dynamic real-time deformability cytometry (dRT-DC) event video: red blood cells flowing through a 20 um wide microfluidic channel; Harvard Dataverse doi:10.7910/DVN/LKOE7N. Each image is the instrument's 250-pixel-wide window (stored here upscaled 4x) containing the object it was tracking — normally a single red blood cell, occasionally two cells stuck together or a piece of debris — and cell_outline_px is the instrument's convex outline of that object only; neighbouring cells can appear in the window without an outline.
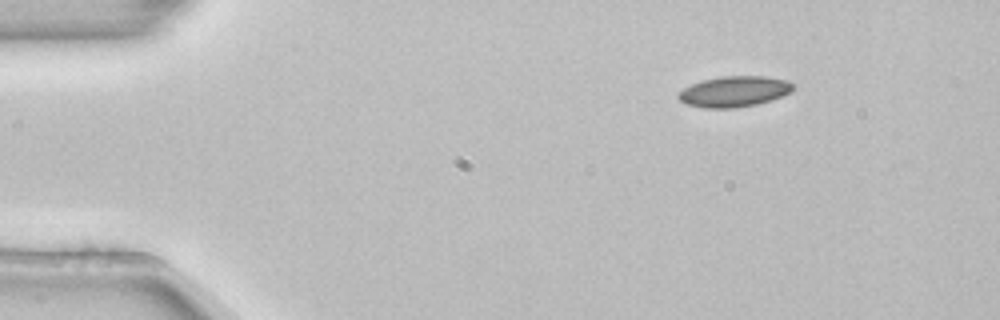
{"species": "common noctule bat (a hibernating species)", "species_latin": "Nyctalus noctula", "temperature_condition": "room temperature", "stored_images_in_passage": 3, "camera_frame_rate_fps": 3000, "um_per_image_px": 0.085, "animal": {"sex": "female", "body_mass_g": 22.7, "forearm_length_mm": 54.2}, "frame": {"image": 1, "passage_image": 3, "time_ms": 0.667, "image_size_px": [1000, 320], "cell_outline_px": [[792, 92], [772, 100], [756, 104], [732, 108], [704, 108], [684, 104], [676, 96], [684, 88], [700, 80], [720, 76], [764, 76], [788, 80], [792, 84]], "centroid_in_image_um": [62.39, 7.77], "position_along_channel_um": 22.6, "area_um2": 20.63}}